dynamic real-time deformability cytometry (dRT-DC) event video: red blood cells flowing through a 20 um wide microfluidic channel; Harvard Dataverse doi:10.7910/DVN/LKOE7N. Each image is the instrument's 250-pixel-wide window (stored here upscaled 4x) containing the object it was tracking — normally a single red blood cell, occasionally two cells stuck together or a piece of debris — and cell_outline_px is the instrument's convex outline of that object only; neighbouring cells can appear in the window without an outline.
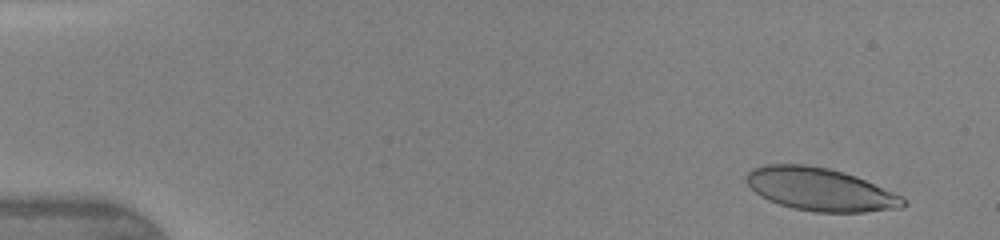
{"species": "human", "species_latin": "Homo sapiens", "temperature_condition": "warm", "stored_images_in_passage": 46, "camera_frame_rate_fps": 3000, "um_per_image_px": 0.085, "donor": {"sex": "female"}, "frame": {"image": 1, "passage_image": 3, "time_ms": 0.667, "image_size_px": [1000, 240], "cell_outline_px": [[908, 204], [900, 208], [864, 212], [816, 212], [792, 208], [768, 200], [760, 196], [748, 184], [744, 176], [752, 168], [764, 164], [804, 164], [828, 168], [844, 172], [856, 176], [904, 196], [908, 200]], "centroid_in_image_um": [69.74, 16.09], "position_along_channel_um": 15.3, "area_um2": 39.48}}
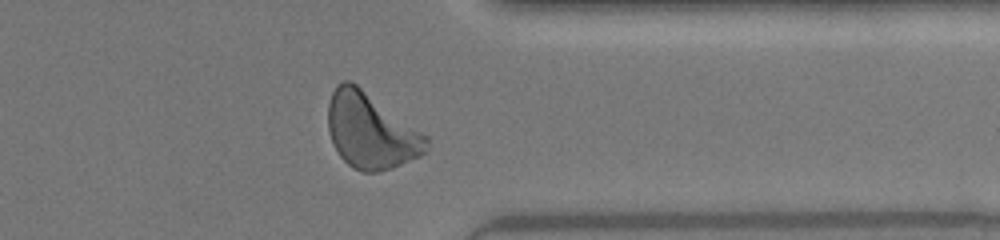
{"frame": {"image": 2, "passage_image": 37, "time_ms": 12.0, "image_size_px": [1000, 240], "cell_outline_px": [[428, 152], [420, 156], [392, 168], [376, 172], [364, 172], [352, 168], [340, 156], [328, 132], [328, 104], [332, 92], [336, 84], [344, 80], [348, 80], [356, 84], [428, 136]], "centroid_in_image_um": [31.52, 11.13], "position_along_channel_um": 379.9, "area_um2": 43.12}}
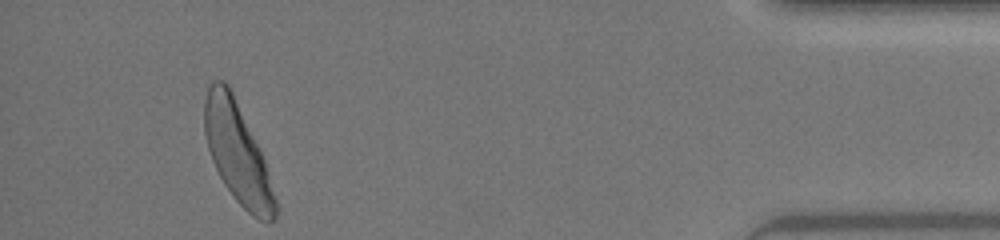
{"frame": {"image": 3, "passage_image": 43, "time_ms": 14.0, "image_size_px": [1000, 240], "cell_outline_px": [[276, 216], [268, 224], [252, 216], [236, 200], [224, 184], [212, 160], [208, 148], [204, 132], [204, 100], [208, 84], [212, 80], [224, 80], [228, 84], [232, 92], [264, 160], [276, 200]], "centroid_in_image_um": [20.15, 12.99], "position_along_channel_um": 415.1, "area_um2": 40.63}, "authors_computed_cell_mechanics": {"area_um2": 40.6623, "velocity_mm_per_s": 4.3694, "shape_relaxation_time_tau1_ms": 3.3383, "shape_relaxation_time_tau2_ms": 0.7037, "deformation_change_tau1": 0.1778, "deformation_change_tau2": 0.0696}}